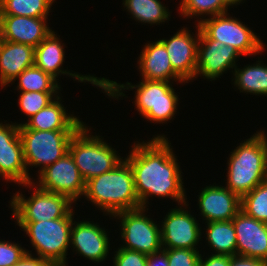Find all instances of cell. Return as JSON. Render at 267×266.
<instances>
[{
	"instance_id": "cell-9",
	"label": "cell",
	"mask_w": 267,
	"mask_h": 266,
	"mask_svg": "<svg viewBox=\"0 0 267 266\" xmlns=\"http://www.w3.org/2000/svg\"><path fill=\"white\" fill-rule=\"evenodd\" d=\"M200 30L209 38L232 46L243 55H258L265 49L259 35L257 36L245 23L229 13L204 18L199 24Z\"/></svg>"
},
{
	"instance_id": "cell-23",
	"label": "cell",
	"mask_w": 267,
	"mask_h": 266,
	"mask_svg": "<svg viewBox=\"0 0 267 266\" xmlns=\"http://www.w3.org/2000/svg\"><path fill=\"white\" fill-rule=\"evenodd\" d=\"M35 48L27 44L3 41L0 49V85L9 86L26 68L34 66Z\"/></svg>"
},
{
	"instance_id": "cell-26",
	"label": "cell",
	"mask_w": 267,
	"mask_h": 266,
	"mask_svg": "<svg viewBox=\"0 0 267 266\" xmlns=\"http://www.w3.org/2000/svg\"><path fill=\"white\" fill-rule=\"evenodd\" d=\"M123 6L132 19L143 24L160 25L171 16L169 9L160 0H123Z\"/></svg>"
},
{
	"instance_id": "cell-37",
	"label": "cell",
	"mask_w": 267,
	"mask_h": 266,
	"mask_svg": "<svg viewBox=\"0 0 267 266\" xmlns=\"http://www.w3.org/2000/svg\"><path fill=\"white\" fill-rule=\"evenodd\" d=\"M12 266H53L49 261L36 256L34 257L29 250L27 253Z\"/></svg>"
},
{
	"instance_id": "cell-31",
	"label": "cell",
	"mask_w": 267,
	"mask_h": 266,
	"mask_svg": "<svg viewBox=\"0 0 267 266\" xmlns=\"http://www.w3.org/2000/svg\"><path fill=\"white\" fill-rule=\"evenodd\" d=\"M18 99L19 109L28 116V119L51 103L60 92H20Z\"/></svg>"
},
{
	"instance_id": "cell-34",
	"label": "cell",
	"mask_w": 267,
	"mask_h": 266,
	"mask_svg": "<svg viewBox=\"0 0 267 266\" xmlns=\"http://www.w3.org/2000/svg\"><path fill=\"white\" fill-rule=\"evenodd\" d=\"M115 253L113 266H147V255L144 253L119 247Z\"/></svg>"
},
{
	"instance_id": "cell-8",
	"label": "cell",
	"mask_w": 267,
	"mask_h": 266,
	"mask_svg": "<svg viewBox=\"0 0 267 266\" xmlns=\"http://www.w3.org/2000/svg\"><path fill=\"white\" fill-rule=\"evenodd\" d=\"M75 132L19 129L27 172L29 167L41 166L39 173L67 154Z\"/></svg>"
},
{
	"instance_id": "cell-5",
	"label": "cell",
	"mask_w": 267,
	"mask_h": 266,
	"mask_svg": "<svg viewBox=\"0 0 267 266\" xmlns=\"http://www.w3.org/2000/svg\"><path fill=\"white\" fill-rule=\"evenodd\" d=\"M72 209L65 217L36 222H16L30 237L37 256L49 261L53 266H67L66 256L70 246L71 228L74 219ZM67 264V265H66Z\"/></svg>"
},
{
	"instance_id": "cell-15",
	"label": "cell",
	"mask_w": 267,
	"mask_h": 266,
	"mask_svg": "<svg viewBox=\"0 0 267 266\" xmlns=\"http://www.w3.org/2000/svg\"><path fill=\"white\" fill-rule=\"evenodd\" d=\"M196 34L183 27L170 39H160L168 52L174 72L185 82L195 79L199 43V25ZM195 35V36H194ZM195 37V38H194Z\"/></svg>"
},
{
	"instance_id": "cell-32",
	"label": "cell",
	"mask_w": 267,
	"mask_h": 266,
	"mask_svg": "<svg viewBox=\"0 0 267 266\" xmlns=\"http://www.w3.org/2000/svg\"><path fill=\"white\" fill-rule=\"evenodd\" d=\"M167 254L169 266H199L201 254L192 249H163Z\"/></svg>"
},
{
	"instance_id": "cell-29",
	"label": "cell",
	"mask_w": 267,
	"mask_h": 266,
	"mask_svg": "<svg viewBox=\"0 0 267 266\" xmlns=\"http://www.w3.org/2000/svg\"><path fill=\"white\" fill-rule=\"evenodd\" d=\"M179 13L184 18H192V16L202 17L197 20L198 24L203 21V16L210 17L224 14L228 12L230 5L225 0H181ZM229 7V8H228ZM202 15V16H201Z\"/></svg>"
},
{
	"instance_id": "cell-20",
	"label": "cell",
	"mask_w": 267,
	"mask_h": 266,
	"mask_svg": "<svg viewBox=\"0 0 267 266\" xmlns=\"http://www.w3.org/2000/svg\"><path fill=\"white\" fill-rule=\"evenodd\" d=\"M48 18H34L16 15H0L5 41L27 44L36 48L51 32Z\"/></svg>"
},
{
	"instance_id": "cell-21",
	"label": "cell",
	"mask_w": 267,
	"mask_h": 266,
	"mask_svg": "<svg viewBox=\"0 0 267 266\" xmlns=\"http://www.w3.org/2000/svg\"><path fill=\"white\" fill-rule=\"evenodd\" d=\"M150 42L145 43L138 58L142 79L184 83L174 72L164 44L159 39Z\"/></svg>"
},
{
	"instance_id": "cell-11",
	"label": "cell",
	"mask_w": 267,
	"mask_h": 266,
	"mask_svg": "<svg viewBox=\"0 0 267 266\" xmlns=\"http://www.w3.org/2000/svg\"><path fill=\"white\" fill-rule=\"evenodd\" d=\"M38 175V181L33 183L44 191L67 196L75 203L84 196L86 182L69 152Z\"/></svg>"
},
{
	"instance_id": "cell-30",
	"label": "cell",
	"mask_w": 267,
	"mask_h": 266,
	"mask_svg": "<svg viewBox=\"0 0 267 266\" xmlns=\"http://www.w3.org/2000/svg\"><path fill=\"white\" fill-rule=\"evenodd\" d=\"M241 211L267 224V179L241 198Z\"/></svg>"
},
{
	"instance_id": "cell-27",
	"label": "cell",
	"mask_w": 267,
	"mask_h": 266,
	"mask_svg": "<svg viewBox=\"0 0 267 266\" xmlns=\"http://www.w3.org/2000/svg\"><path fill=\"white\" fill-rule=\"evenodd\" d=\"M17 79V89L21 92H60L59 81L35 65L22 71L14 81Z\"/></svg>"
},
{
	"instance_id": "cell-25",
	"label": "cell",
	"mask_w": 267,
	"mask_h": 266,
	"mask_svg": "<svg viewBox=\"0 0 267 266\" xmlns=\"http://www.w3.org/2000/svg\"><path fill=\"white\" fill-rule=\"evenodd\" d=\"M206 240L214 254L233 256L236 254V233L232 220L206 224Z\"/></svg>"
},
{
	"instance_id": "cell-18",
	"label": "cell",
	"mask_w": 267,
	"mask_h": 266,
	"mask_svg": "<svg viewBox=\"0 0 267 266\" xmlns=\"http://www.w3.org/2000/svg\"><path fill=\"white\" fill-rule=\"evenodd\" d=\"M73 225L70 236L73 250L94 263L105 261L110 247L105 229L93 221H73Z\"/></svg>"
},
{
	"instance_id": "cell-36",
	"label": "cell",
	"mask_w": 267,
	"mask_h": 266,
	"mask_svg": "<svg viewBox=\"0 0 267 266\" xmlns=\"http://www.w3.org/2000/svg\"><path fill=\"white\" fill-rule=\"evenodd\" d=\"M204 256L200 257L199 266H229L231 256L213 254L208 255V258L203 259Z\"/></svg>"
},
{
	"instance_id": "cell-16",
	"label": "cell",
	"mask_w": 267,
	"mask_h": 266,
	"mask_svg": "<svg viewBox=\"0 0 267 266\" xmlns=\"http://www.w3.org/2000/svg\"><path fill=\"white\" fill-rule=\"evenodd\" d=\"M198 195L201 217L206 223L230 221L241 211V198L222 185H209Z\"/></svg>"
},
{
	"instance_id": "cell-40",
	"label": "cell",
	"mask_w": 267,
	"mask_h": 266,
	"mask_svg": "<svg viewBox=\"0 0 267 266\" xmlns=\"http://www.w3.org/2000/svg\"><path fill=\"white\" fill-rule=\"evenodd\" d=\"M260 136L262 137V139L264 140L265 144H266V149H267V135L265 134V131H263L262 129L260 131H257Z\"/></svg>"
},
{
	"instance_id": "cell-33",
	"label": "cell",
	"mask_w": 267,
	"mask_h": 266,
	"mask_svg": "<svg viewBox=\"0 0 267 266\" xmlns=\"http://www.w3.org/2000/svg\"><path fill=\"white\" fill-rule=\"evenodd\" d=\"M26 253L27 249L22 248L20 244L0 239V266H12Z\"/></svg>"
},
{
	"instance_id": "cell-17",
	"label": "cell",
	"mask_w": 267,
	"mask_h": 266,
	"mask_svg": "<svg viewBox=\"0 0 267 266\" xmlns=\"http://www.w3.org/2000/svg\"><path fill=\"white\" fill-rule=\"evenodd\" d=\"M54 30L35 48L34 65L45 73L50 74L57 80L60 75L71 76L79 82H90L92 85L101 88L102 78L90 75L72 73L63 69L62 65L65 57L64 43L60 41ZM63 69V70H62Z\"/></svg>"
},
{
	"instance_id": "cell-12",
	"label": "cell",
	"mask_w": 267,
	"mask_h": 266,
	"mask_svg": "<svg viewBox=\"0 0 267 266\" xmlns=\"http://www.w3.org/2000/svg\"><path fill=\"white\" fill-rule=\"evenodd\" d=\"M187 203L189 202L170 209L171 211L163 218L162 228H160L163 249L198 250L196 245L201 241V227L194 215L185 210L189 205Z\"/></svg>"
},
{
	"instance_id": "cell-1",
	"label": "cell",
	"mask_w": 267,
	"mask_h": 266,
	"mask_svg": "<svg viewBox=\"0 0 267 266\" xmlns=\"http://www.w3.org/2000/svg\"><path fill=\"white\" fill-rule=\"evenodd\" d=\"M166 135L157 134L146 142H134L125 159L133 172L135 191L143 208L149 197H166L178 205L188 202L178 160ZM152 195V196H151Z\"/></svg>"
},
{
	"instance_id": "cell-24",
	"label": "cell",
	"mask_w": 267,
	"mask_h": 266,
	"mask_svg": "<svg viewBox=\"0 0 267 266\" xmlns=\"http://www.w3.org/2000/svg\"><path fill=\"white\" fill-rule=\"evenodd\" d=\"M256 61V64H249L242 69L234 68L232 81L240 93L255 94L260 96H267V65Z\"/></svg>"
},
{
	"instance_id": "cell-22",
	"label": "cell",
	"mask_w": 267,
	"mask_h": 266,
	"mask_svg": "<svg viewBox=\"0 0 267 266\" xmlns=\"http://www.w3.org/2000/svg\"><path fill=\"white\" fill-rule=\"evenodd\" d=\"M60 95L46 107L20 123L19 129H35L41 131H77L83 124L79 117L68 114L66 107L61 103Z\"/></svg>"
},
{
	"instance_id": "cell-28",
	"label": "cell",
	"mask_w": 267,
	"mask_h": 266,
	"mask_svg": "<svg viewBox=\"0 0 267 266\" xmlns=\"http://www.w3.org/2000/svg\"><path fill=\"white\" fill-rule=\"evenodd\" d=\"M54 0H0V15L48 18Z\"/></svg>"
},
{
	"instance_id": "cell-19",
	"label": "cell",
	"mask_w": 267,
	"mask_h": 266,
	"mask_svg": "<svg viewBox=\"0 0 267 266\" xmlns=\"http://www.w3.org/2000/svg\"><path fill=\"white\" fill-rule=\"evenodd\" d=\"M236 233V254L267 261V224L240 211L232 219Z\"/></svg>"
},
{
	"instance_id": "cell-3",
	"label": "cell",
	"mask_w": 267,
	"mask_h": 266,
	"mask_svg": "<svg viewBox=\"0 0 267 266\" xmlns=\"http://www.w3.org/2000/svg\"><path fill=\"white\" fill-rule=\"evenodd\" d=\"M101 89L110 98L124 97L123 91L135 89V103L139 115L151 123H167L174 118L178 106V94L171 82L142 79L137 85L117 83L102 77Z\"/></svg>"
},
{
	"instance_id": "cell-4",
	"label": "cell",
	"mask_w": 267,
	"mask_h": 266,
	"mask_svg": "<svg viewBox=\"0 0 267 266\" xmlns=\"http://www.w3.org/2000/svg\"><path fill=\"white\" fill-rule=\"evenodd\" d=\"M241 142L230 152L225 186L240 198L267 179V149L260 134Z\"/></svg>"
},
{
	"instance_id": "cell-38",
	"label": "cell",
	"mask_w": 267,
	"mask_h": 266,
	"mask_svg": "<svg viewBox=\"0 0 267 266\" xmlns=\"http://www.w3.org/2000/svg\"><path fill=\"white\" fill-rule=\"evenodd\" d=\"M147 266H169L166 252L162 249L147 255Z\"/></svg>"
},
{
	"instance_id": "cell-41",
	"label": "cell",
	"mask_w": 267,
	"mask_h": 266,
	"mask_svg": "<svg viewBox=\"0 0 267 266\" xmlns=\"http://www.w3.org/2000/svg\"><path fill=\"white\" fill-rule=\"evenodd\" d=\"M3 41H4L3 32H2V27L0 25V49H1V46H2Z\"/></svg>"
},
{
	"instance_id": "cell-7",
	"label": "cell",
	"mask_w": 267,
	"mask_h": 266,
	"mask_svg": "<svg viewBox=\"0 0 267 266\" xmlns=\"http://www.w3.org/2000/svg\"><path fill=\"white\" fill-rule=\"evenodd\" d=\"M33 182L22 184L24 187L36 188L29 198L16 192L10 200L11 211L16 222L47 221L65 217L73 203L67 196L44 191ZM72 205V206H71Z\"/></svg>"
},
{
	"instance_id": "cell-10",
	"label": "cell",
	"mask_w": 267,
	"mask_h": 266,
	"mask_svg": "<svg viewBox=\"0 0 267 266\" xmlns=\"http://www.w3.org/2000/svg\"><path fill=\"white\" fill-rule=\"evenodd\" d=\"M149 208H138L119 212L114 216L120 220L121 240L123 246L129 250H135L146 255L162 250L161 229L152 218L145 215Z\"/></svg>"
},
{
	"instance_id": "cell-14",
	"label": "cell",
	"mask_w": 267,
	"mask_h": 266,
	"mask_svg": "<svg viewBox=\"0 0 267 266\" xmlns=\"http://www.w3.org/2000/svg\"><path fill=\"white\" fill-rule=\"evenodd\" d=\"M240 56L242 55L236 48L209 39L199 28L195 78L202 75L207 80L215 81L227 70H233L237 66L236 61Z\"/></svg>"
},
{
	"instance_id": "cell-6",
	"label": "cell",
	"mask_w": 267,
	"mask_h": 266,
	"mask_svg": "<svg viewBox=\"0 0 267 266\" xmlns=\"http://www.w3.org/2000/svg\"><path fill=\"white\" fill-rule=\"evenodd\" d=\"M86 125L74 133L68 149L85 182L114 169L124 160L101 136L90 135L91 128Z\"/></svg>"
},
{
	"instance_id": "cell-39",
	"label": "cell",
	"mask_w": 267,
	"mask_h": 266,
	"mask_svg": "<svg viewBox=\"0 0 267 266\" xmlns=\"http://www.w3.org/2000/svg\"><path fill=\"white\" fill-rule=\"evenodd\" d=\"M230 6H237L239 5L242 1H245V0H225Z\"/></svg>"
},
{
	"instance_id": "cell-13",
	"label": "cell",
	"mask_w": 267,
	"mask_h": 266,
	"mask_svg": "<svg viewBox=\"0 0 267 266\" xmlns=\"http://www.w3.org/2000/svg\"><path fill=\"white\" fill-rule=\"evenodd\" d=\"M24 160L19 124L0 122V177L18 185L32 182Z\"/></svg>"
},
{
	"instance_id": "cell-35",
	"label": "cell",
	"mask_w": 267,
	"mask_h": 266,
	"mask_svg": "<svg viewBox=\"0 0 267 266\" xmlns=\"http://www.w3.org/2000/svg\"><path fill=\"white\" fill-rule=\"evenodd\" d=\"M229 266H267V261L235 254L231 256Z\"/></svg>"
},
{
	"instance_id": "cell-2",
	"label": "cell",
	"mask_w": 267,
	"mask_h": 266,
	"mask_svg": "<svg viewBox=\"0 0 267 266\" xmlns=\"http://www.w3.org/2000/svg\"><path fill=\"white\" fill-rule=\"evenodd\" d=\"M84 198L109 217L122 211L141 208L133 172L125 158L114 169L88 180Z\"/></svg>"
}]
</instances>
